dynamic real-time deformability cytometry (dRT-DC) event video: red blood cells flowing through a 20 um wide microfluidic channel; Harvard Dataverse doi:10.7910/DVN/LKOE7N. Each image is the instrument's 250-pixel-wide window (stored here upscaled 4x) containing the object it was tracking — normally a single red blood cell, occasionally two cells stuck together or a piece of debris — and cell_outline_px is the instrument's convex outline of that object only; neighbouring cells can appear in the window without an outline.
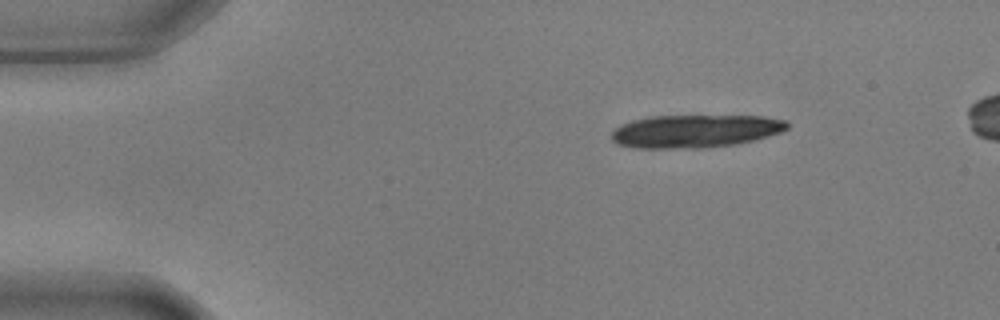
{"species": "common noctule bat (a hibernating species)", "species_latin": "Nyctalus noctula", "temperature_condition": "warm", "stored_images_in_passage": 11, "camera_frame_rate_fps": 3000, "um_per_image_px": 0.085, "animal": {"sex": "male", "body_mass_g": 17.9, "forearm_length_mm": 54.2}, "frame": {"image": 1, "passage_image": 1, "time_ms": 0.0, "image_size_px": [1000, 320], "cell_outline_px": [[788, 128], [780, 132], [768, 136], [736, 144], [700, 148], [636, 148], [616, 144], [608, 136], [612, 128], [620, 124], [632, 120], [648, 116], [764, 116], [784, 120], [788, 124]], "centroid_in_image_um": [58.99, 11.14], "position_along_channel_um": 26.0, "area_um2": 33.99}}